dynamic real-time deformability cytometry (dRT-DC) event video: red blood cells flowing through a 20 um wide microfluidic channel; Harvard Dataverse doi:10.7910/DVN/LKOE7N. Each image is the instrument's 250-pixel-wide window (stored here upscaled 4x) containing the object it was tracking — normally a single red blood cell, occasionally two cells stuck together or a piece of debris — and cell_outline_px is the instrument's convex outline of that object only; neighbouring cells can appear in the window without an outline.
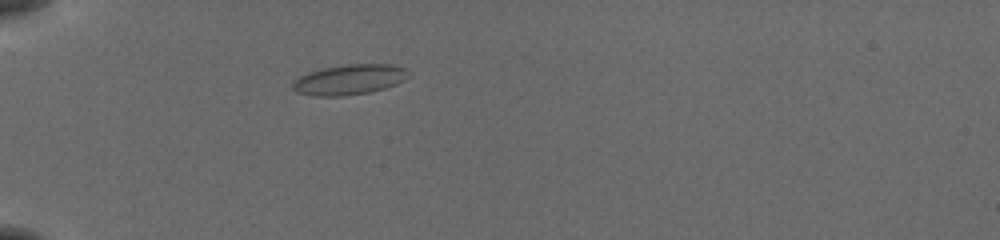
{"species": "common noctule bat (a hibernating species)", "species_latin": "Nyctalus noctula", "temperature_condition": "cold", "stored_images_in_passage": 39, "camera_frame_rate_fps": 3000, "um_per_image_px": 0.085, "animal": {"sex": "female", "body_mass_g": 19.5, "forearm_length_mm": 54.1}, "frame": {"image": 1, "passage_image": 2, "time_ms": 0.333, "image_size_px": [1000, 240], "cell_outline_px": [[408, 72], [404, 80], [396, 84], [384, 88], [368, 92], [344, 96], [312, 96], [296, 92], [292, 88], [292, 80], [308, 72], [324, 68], [348, 64], [392, 64], [404, 68]], "centroid_in_image_um": [29.64, 6.77], "position_along_channel_um": 55.4, "area_um2": 20.35}}
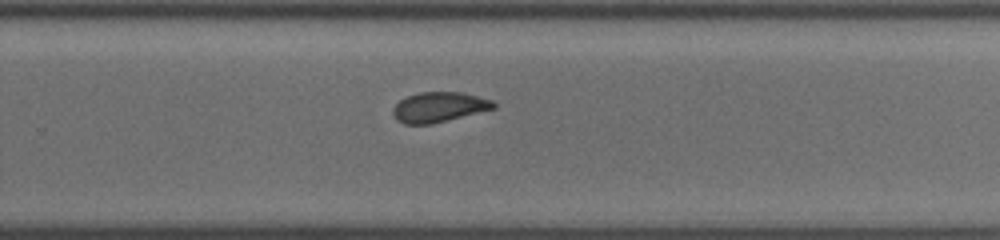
{"frame": {"image": 2, "passage_image": 22, "time_ms": 7.0, "image_size_px": [1000, 240], "cell_outline_px": [[496, 108], [432, 124], [404, 124], [396, 120], [392, 112], [392, 108], [400, 100], [408, 96], [420, 92], [464, 92], [492, 100], [496, 104]], "centroid_in_image_um": [37.31, 9.1], "position_along_channel_um": 292.5, "area_um2": 17.69}}
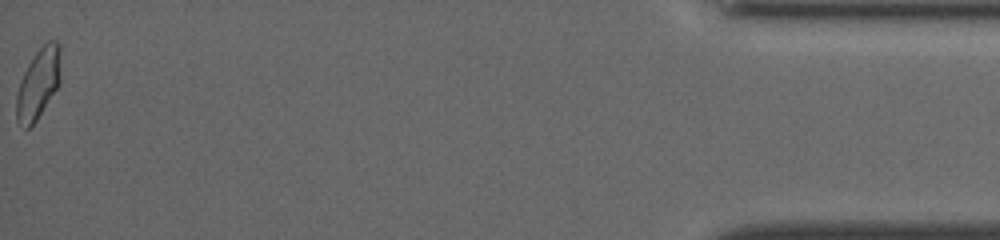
{"frame": {"image": 3, "passage_image": 39, "time_ms": 12.667, "image_size_px": [1000, 240], "cell_outline_px": [[60, 80], [56, 88], [36, 120], [28, 128], [24, 128], [16, 120], [16, 96], [20, 80], [28, 64], [36, 52], [48, 40], [56, 40], [60, 44]], "centroid_in_image_um": [3.25, 7.07], "position_along_channel_um": 432.0, "area_um2": 17.92}, "authors_computed_cell_mechanics": {"area_um2": 18.0336, "velocity_mm_per_s": 3.8708, "shape_relaxation_time_tau1_ms": null, "shape_relaxation_time_tau2_ms": 1.1748, "deformation_change_tau1": null, "deformation_change_tau2": 0.0675}}